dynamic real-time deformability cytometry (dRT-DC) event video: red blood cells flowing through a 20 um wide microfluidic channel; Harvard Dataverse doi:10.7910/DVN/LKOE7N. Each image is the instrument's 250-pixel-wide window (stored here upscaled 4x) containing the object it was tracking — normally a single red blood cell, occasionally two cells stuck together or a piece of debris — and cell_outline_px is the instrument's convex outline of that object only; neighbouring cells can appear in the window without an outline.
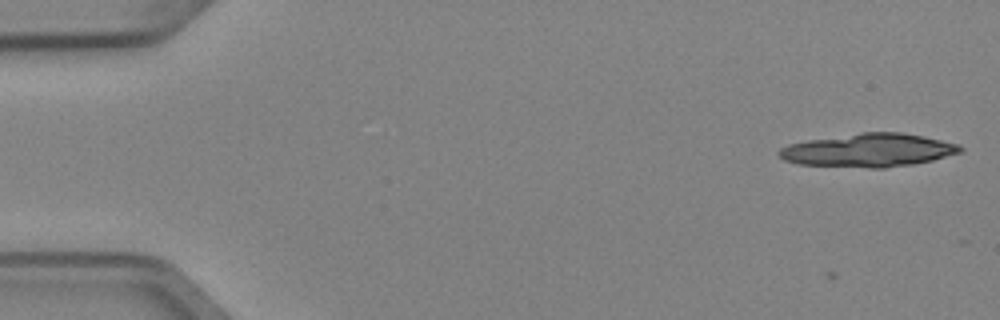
{"species": "Egyptian fruit bat (a non-hibernating species)", "species_latin": "Rousettus aegyptiacus", "temperature_condition": "cold", "stored_images_in_passage": 5, "camera_frame_rate_fps": 3000, "um_per_image_px": 0.085, "animal": {"sex": "female"}, "frame": {"image": 1, "passage_image": 1, "time_ms": 0.0, "image_size_px": [1000, 320], "cell_outline_px": [[964, 152], [932, 160], [912, 164], [884, 168], [872, 168], [800, 164], [784, 160], [776, 152], [780, 148], [788, 144], [808, 140], [860, 132], [904, 132], [924, 136], [960, 144], [964, 148]], "centroid_in_image_um": [73.87, 12.76], "position_along_channel_um": 11.1, "area_um2": 35.37}}